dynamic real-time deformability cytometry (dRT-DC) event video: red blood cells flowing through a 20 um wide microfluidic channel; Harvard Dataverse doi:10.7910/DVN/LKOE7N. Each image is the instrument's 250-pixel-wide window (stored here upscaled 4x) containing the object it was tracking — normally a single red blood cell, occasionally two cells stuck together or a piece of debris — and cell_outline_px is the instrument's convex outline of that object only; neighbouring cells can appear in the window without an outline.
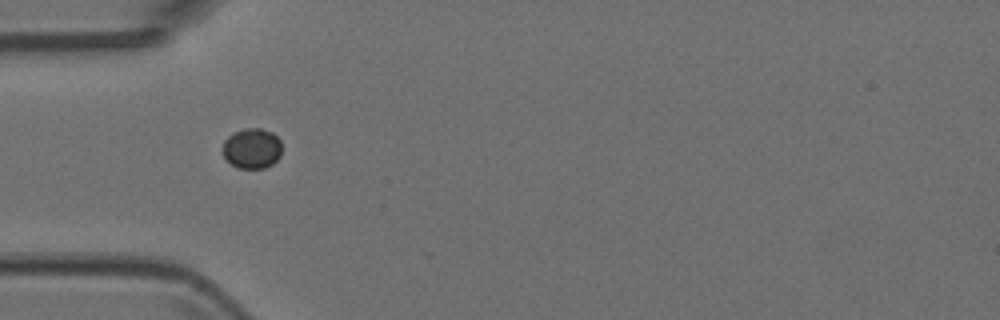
{"species": "Egyptian fruit bat (a non-hibernating species)", "species_latin": "Rousettus aegyptiacus", "temperature_condition": "room temperature", "stored_images_in_passage": 6, "camera_frame_rate_fps": 3000, "um_per_image_px": 0.085, "animal": {"sex": "female"}, "frame": {"image": 1, "passage_image": 2, "time_ms": 0.333, "image_size_px": [1000, 320], "cell_outline_px": [[280, 156], [272, 164], [264, 168], [236, 168], [224, 156], [224, 140], [232, 132], [244, 128], [260, 128], [272, 132], [280, 140]], "centroid_in_image_um": [21.41, 12.6], "position_along_channel_um": 63.6, "area_um2": 13.81}}
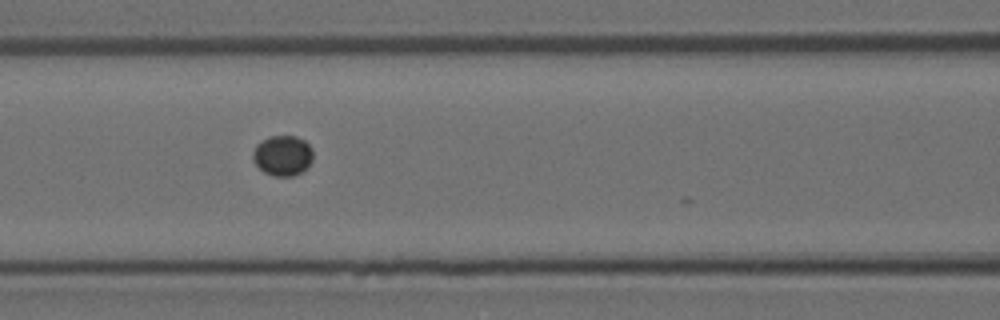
{"frame": {"image": 2, "passage_image": 4, "time_ms": 1.0, "image_size_px": [1000, 320], "cell_outline_px": [[312, 160], [300, 172], [292, 176], [272, 176], [264, 172], [252, 160], [252, 152], [256, 144], [272, 136], [296, 136], [304, 140], [312, 148]], "centroid_in_image_um": [24.0, 13.22], "position_along_channel_um": 142.6, "area_um2": 13.99}}
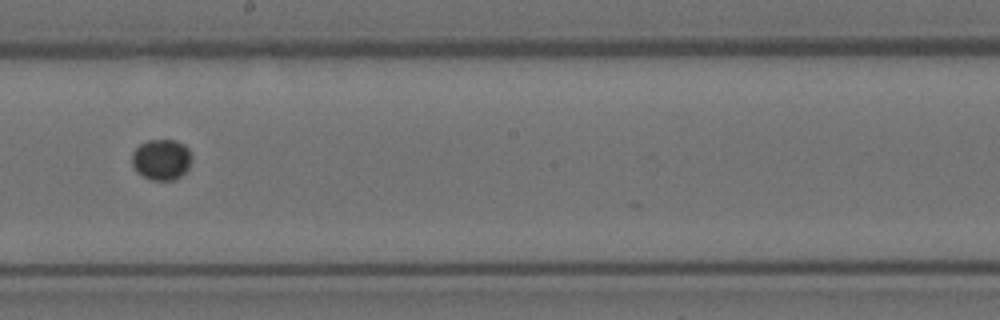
{"frame": {"image": 3, "passage_image": 6, "time_ms": 1.667, "image_size_px": [1000, 320], "cell_outline_px": [[192, 160], [188, 168], [176, 180], [152, 180], [136, 172], [132, 164], [132, 152], [140, 144], [148, 140], [176, 140], [184, 144], [188, 148], [192, 156]], "centroid_in_image_um": [13.73, 13.56], "position_along_channel_um": 234.5, "area_um2": 14.33}}